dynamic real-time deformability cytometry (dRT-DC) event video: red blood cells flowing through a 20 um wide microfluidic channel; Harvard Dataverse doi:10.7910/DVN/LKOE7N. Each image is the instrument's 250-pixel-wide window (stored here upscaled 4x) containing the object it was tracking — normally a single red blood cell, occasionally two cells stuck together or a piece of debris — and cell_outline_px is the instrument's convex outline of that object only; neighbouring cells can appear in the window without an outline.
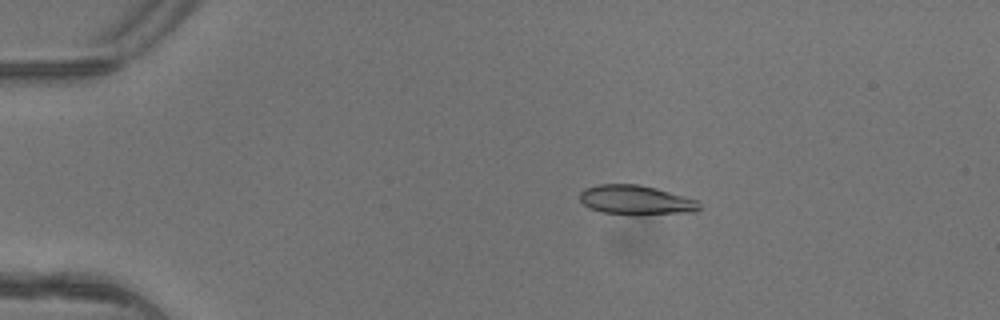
{"species": "common noctule bat (a hibernating species)", "species_latin": "Nyctalus noctula", "temperature_condition": "warm", "stored_images_in_passage": 6, "camera_frame_rate_fps": 3000, "um_per_image_px": 0.085, "animal": {"sex": "female"}, "frame": {"image": 1, "passage_image": 3, "time_ms": 0.667, "image_size_px": [1000, 320], "cell_outline_px": [[700, 208], [696, 212], [604, 212], [588, 208], [580, 200], [580, 192], [584, 188], [600, 184], [640, 184], [656, 188], [696, 200]], "centroid_in_image_um": [53.98, 16.94], "position_along_channel_um": 31.0, "area_um2": 19.42}}
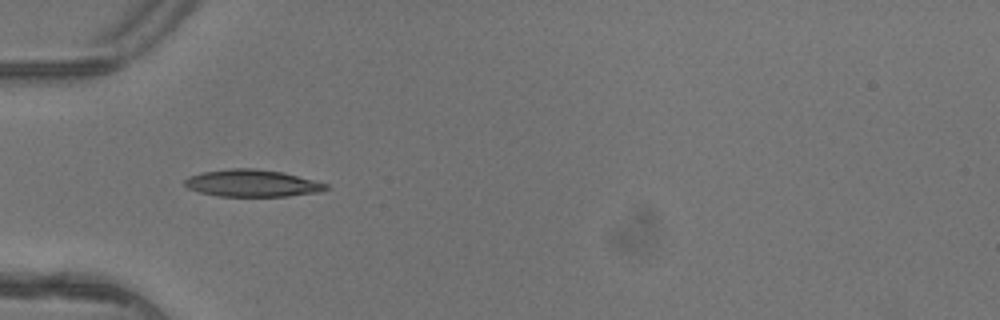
{"frame": {"image": 2, "passage_image": 5, "time_ms": 1.333, "image_size_px": [1000, 320], "cell_outline_px": [[328, 188], [320, 192], [288, 196], [220, 196], [200, 192], [188, 188], [184, 184], [184, 180], [188, 176], [204, 172], [232, 168], [252, 168], [284, 172], [328, 184]], "centroid_in_image_um": [21.44, 15.57], "position_along_channel_um": 63.6, "area_um2": 22.2}}
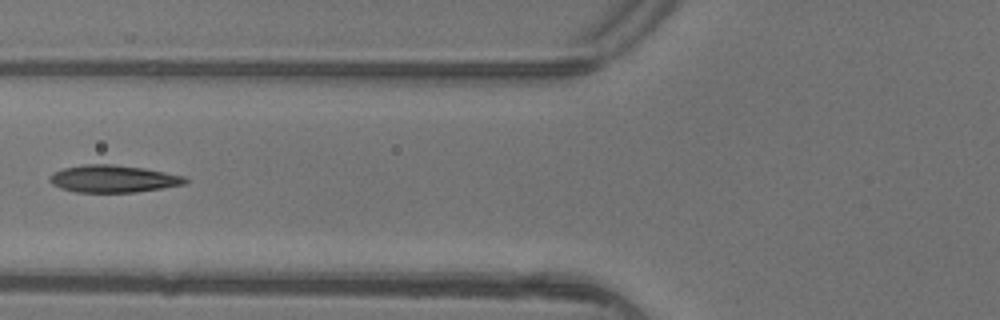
{"frame": {"image": 3, "passage_image": 6, "time_ms": 1.667, "image_size_px": [1000, 320], "cell_outline_px": [[188, 180], [184, 184], [164, 188], [136, 192], [76, 192], [60, 188], [52, 184], [48, 180], [48, 176], [52, 172], [64, 168], [84, 164], [112, 164], [144, 168], [184, 176]], "centroid_in_image_um": [9.58, 15.19], "position_along_channel_um": 116.2, "area_um2": 21.62}}